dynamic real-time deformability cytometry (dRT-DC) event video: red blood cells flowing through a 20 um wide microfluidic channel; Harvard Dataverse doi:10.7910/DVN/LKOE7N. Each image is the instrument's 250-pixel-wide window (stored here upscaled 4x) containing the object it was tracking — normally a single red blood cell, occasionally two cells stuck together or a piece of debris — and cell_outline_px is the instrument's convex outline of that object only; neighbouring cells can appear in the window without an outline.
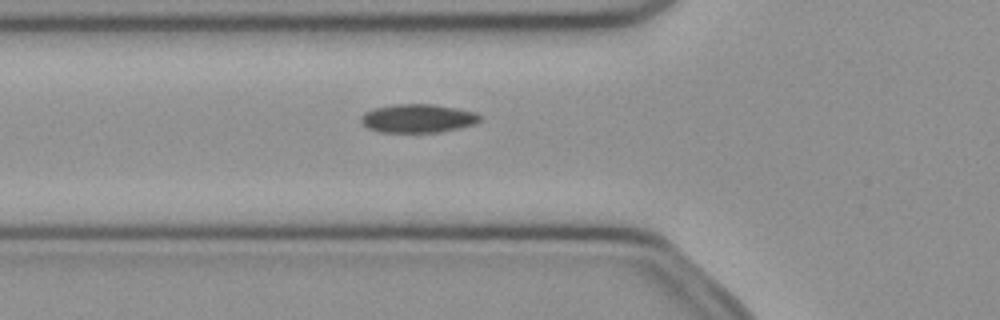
{"species": "common noctule bat (a hibernating species)", "species_latin": "Nyctalus noctula", "temperature_condition": "cold", "stored_images_in_passage": 38, "camera_frame_rate_fps": 3000, "um_per_image_px": 0.085, "animal": {"sex": "female", "body_mass_g": 21.9}, "frame": {"image": 1, "passage_image": 5, "time_ms": 1.333, "image_size_px": [1000, 320], "cell_outline_px": [[480, 120], [476, 124], [460, 128], [440, 132], [380, 132], [368, 128], [360, 120], [360, 116], [364, 112], [372, 108], [392, 104], [432, 104], [456, 108], [476, 112], [480, 116]], "centroid_in_image_um": [35.5, 10.06], "position_along_channel_um": 90.3, "area_um2": 19.94}}
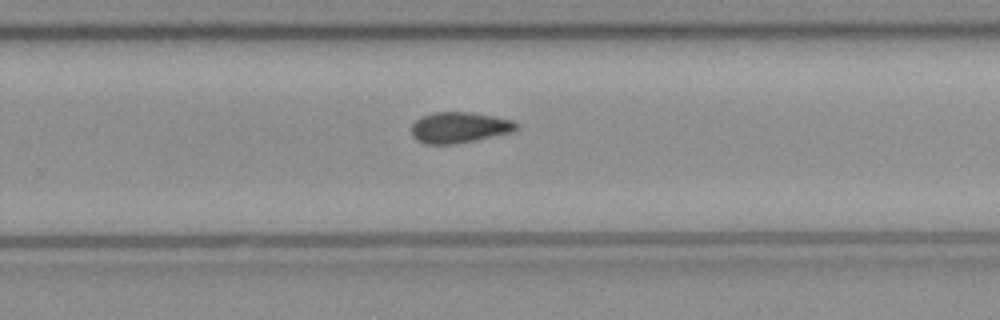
{"frame": {"image": 2, "passage_image": 20, "time_ms": 6.333, "image_size_px": [1000, 320], "cell_outline_px": [[516, 128], [512, 132], [476, 140], [456, 144], [424, 144], [416, 140], [412, 136], [412, 124], [420, 116], [436, 112], [472, 112], [512, 120], [516, 124]], "centroid_in_image_um": [38.99, 10.84], "position_along_channel_um": 290.8, "area_um2": 18.84}}
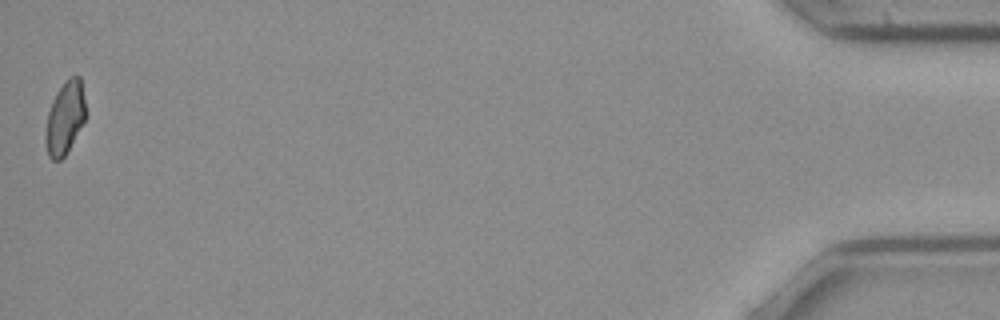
{"frame": {"image": 3, "passage_image": 38, "time_ms": 12.333, "image_size_px": [1000, 320], "cell_outline_px": [[84, 120], [64, 156], [60, 160], [52, 160], [48, 156], [44, 144], [44, 136], [48, 112], [52, 100], [56, 92], [64, 80], [72, 76], [80, 76], [84, 100]], "centroid_in_image_um": [5.47, 10.02], "position_along_channel_um": 429.7, "area_um2": 16.82}}